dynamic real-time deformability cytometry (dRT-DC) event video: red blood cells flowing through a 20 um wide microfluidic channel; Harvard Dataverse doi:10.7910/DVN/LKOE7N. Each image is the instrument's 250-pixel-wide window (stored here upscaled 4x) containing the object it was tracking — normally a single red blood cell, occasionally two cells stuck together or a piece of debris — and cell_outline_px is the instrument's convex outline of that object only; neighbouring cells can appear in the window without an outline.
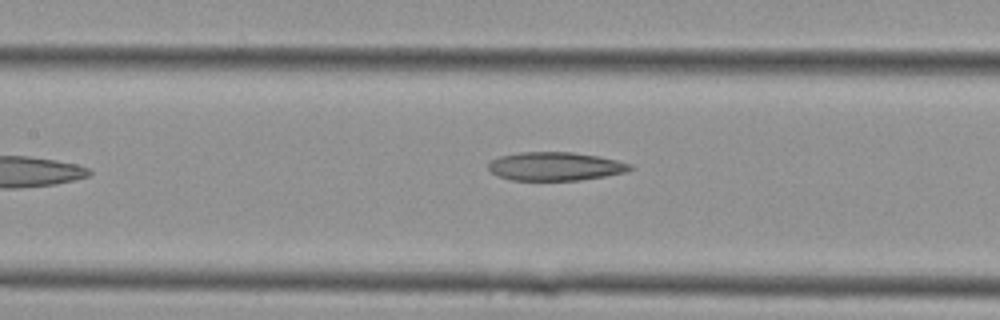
{"species": "Egyptian fruit bat (a non-hibernating species)", "species_latin": "Rousettus aegyptiacus", "temperature_condition": "cold", "stored_images_in_passage": 11, "camera_frame_rate_fps": 3000, "um_per_image_px": 0.085, "animal": {"sex": "female"}, "frame": {"image": 1, "passage_image": 11, "time_ms": 3.333, "image_size_px": [1000, 320], "cell_outline_px": [[632, 168], [624, 172], [604, 176], [580, 180], [512, 180], [496, 176], [488, 168], [488, 164], [492, 160], [500, 156], [520, 152], [572, 152], [596, 156], [616, 160], [632, 164]], "centroid_in_image_um": [47.16, 14.14], "position_along_channel_um": 160.2, "area_um2": 23.35}}